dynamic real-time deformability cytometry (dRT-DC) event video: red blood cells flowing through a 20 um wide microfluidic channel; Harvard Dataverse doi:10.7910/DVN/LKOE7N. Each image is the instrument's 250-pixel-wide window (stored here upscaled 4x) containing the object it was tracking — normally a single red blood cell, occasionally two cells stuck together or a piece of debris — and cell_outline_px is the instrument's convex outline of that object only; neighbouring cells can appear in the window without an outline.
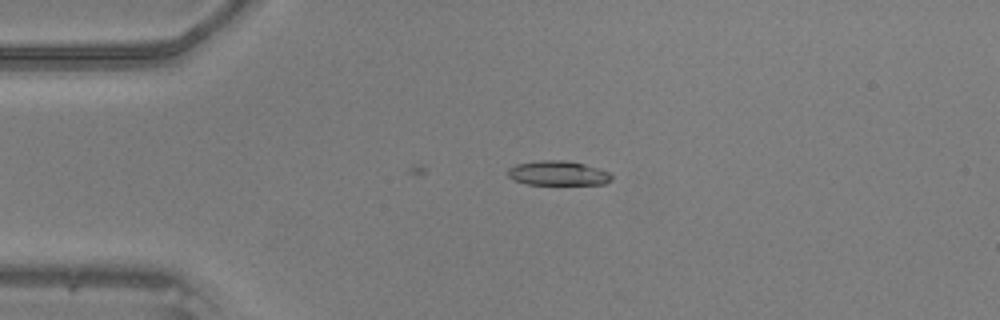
{"species": "common noctule bat (a hibernating species)", "species_latin": "Nyctalus noctula", "temperature_condition": "warm", "stored_images_in_passage": 7, "camera_frame_rate_fps": 3000, "um_per_image_px": 0.085, "animal": {"sex": "male", "body_mass_g": 20.5, "forearm_length_mm": 52.5}, "frame": {"image": 1, "passage_image": 7, "time_ms": 2.0, "image_size_px": [1000, 320], "cell_outline_px": [[612, 180], [604, 184], [528, 184], [512, 180], [508, 176], [508, 168], [516, 164], [540, 160], [564, 160], [584, 164], [608, 172], [612, 176]], "centroid_in_image_um": [47.39, 14.72], "position_along_channel_um": 37.6, "area_um2": 14.74}}